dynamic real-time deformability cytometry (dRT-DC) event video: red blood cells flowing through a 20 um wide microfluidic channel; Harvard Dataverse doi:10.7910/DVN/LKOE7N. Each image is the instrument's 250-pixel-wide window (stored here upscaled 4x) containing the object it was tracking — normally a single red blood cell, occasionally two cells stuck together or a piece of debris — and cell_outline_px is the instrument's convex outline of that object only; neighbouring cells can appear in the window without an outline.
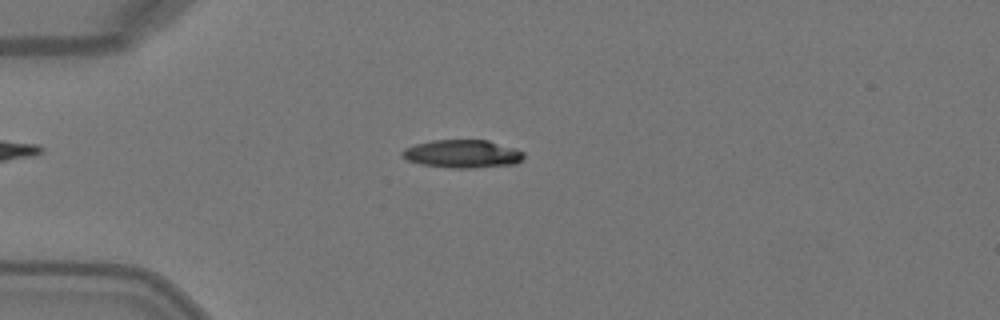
{"species": "Egyptian fruit bat (a non-hibernating species)", "species_latin": "Rousettus aegyptiacus", "temperature_condition": "warm", "stored_images_in_passage": 49, "camera_frame_rate_fps": 3000, "um_per_image_px": 0.085, "animal": {"sex": "female"}, "frame": {"image": 1, "passage_image": 13, "time_ms": 4.0, "image_size_px": [1000, 320], "cell_outline_px": [[524, 156], [516, 164], [472, 168], [448, 168], [420, 164], [408, 160], [400, 156], [400, 152], [404, 148], [416, 144], [432, 140], [488, 140], [516, 148], [524, 152]], "centroid_in_image_um": [39.29, 13.08], "position_along_channel_um": 45.7, "area_um2": 20.06}}
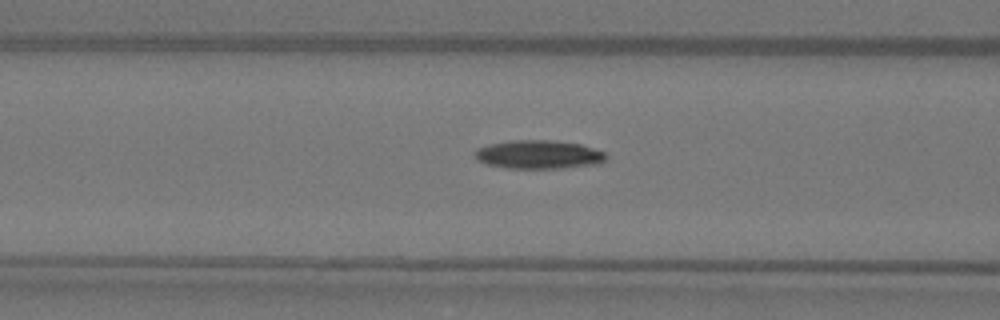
{"frame": {"image": 2, "passage_image": 20, "time_ms": 6.333, "image_size_px": [1000, 320], "cell_outline_px": [[608, 160], [600, 164], [564, 168], [508, 168], [488, 164], [476, 160], [472, 152], [476, 148], [488, 144], [508, 140], [548, 140], [580, 144], [604, 152], [608, 156]], "centroid_in_image_um": [45.77, 13.13], "position_along_channel_um": 120.8, "area_um2": 22.14}}
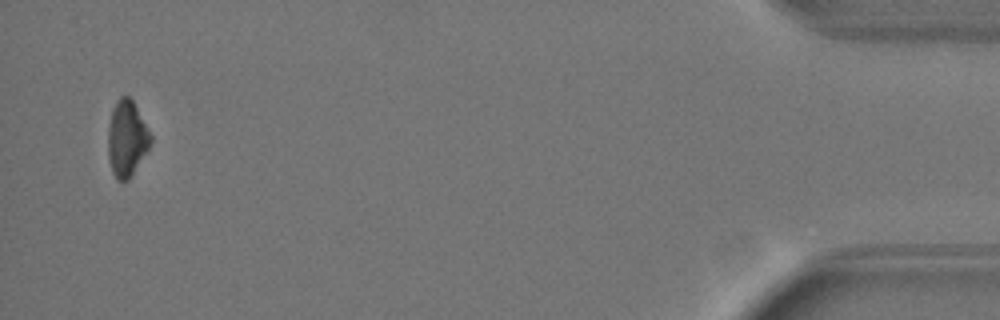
{"frame": {"image": 3, "passage_image": 48, "time_ms": 15.667, "image_size_px": [1000, 320], "cell_outline_px": [[152, 144], [128, 180], [116, 180], [112, 172], [108, 160], [108, 124], [112, 108], [116, 100], [120, 96], [128, 96], [132, 100], [148, 128], [152, 136]], "centroid_in_image_um": [10.77, 11.77], "position_along_channel_um": 424.4, "area_um2": 19.02}, "authors_computed_cell_mechanics": {"area_um2": 20.9814, "velocity_mm_per_s": 4.1254, "shape_relaxation_time_tau1_ms": 3.0823, "shape_relaxation_time_tau2_ms": null, "deformation_change_tau1": 0.1519, "deformation_change_tau2": null}}